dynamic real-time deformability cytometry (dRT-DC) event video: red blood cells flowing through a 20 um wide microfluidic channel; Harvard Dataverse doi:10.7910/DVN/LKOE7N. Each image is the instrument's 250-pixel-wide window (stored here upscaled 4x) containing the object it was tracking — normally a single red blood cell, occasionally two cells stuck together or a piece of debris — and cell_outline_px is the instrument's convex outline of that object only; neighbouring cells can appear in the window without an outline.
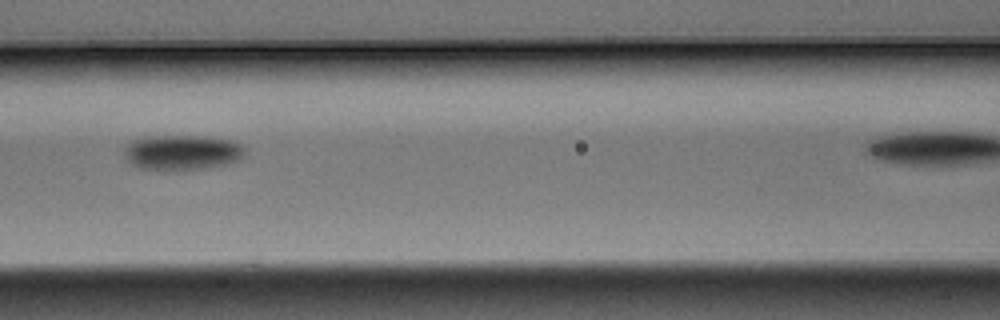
{"species": "Egyptian fruit bat (a non-hibernating species)", "species_latin": "Rousettus aegyptiacus", "temperature_condition": "warm", "stored_images_in_passage": 9, "camera_frame_rate_fps": 3000, "um_per_image_px": 0.085, "animal": {"sex": "male"}, "frame": {"image": 1, "passage_image": 6, "time_ms": 1.667, "image_size_px": [1000, 320], "cell_outline_px": [[244, 152], [236, 160], [224, 164], [204, 168], [180, 172], [164, 172], [140, 168], [132, 164], [124, 156], [124, 152], [128, 144], [132, 140], [148, 136], [196, 136], [228, 140], [240, 144], [244, 148]], "centroid_in_image_um": [15.39, 12.99], "position_along_channel_um": 151.2, "area_um2": 24.8}}
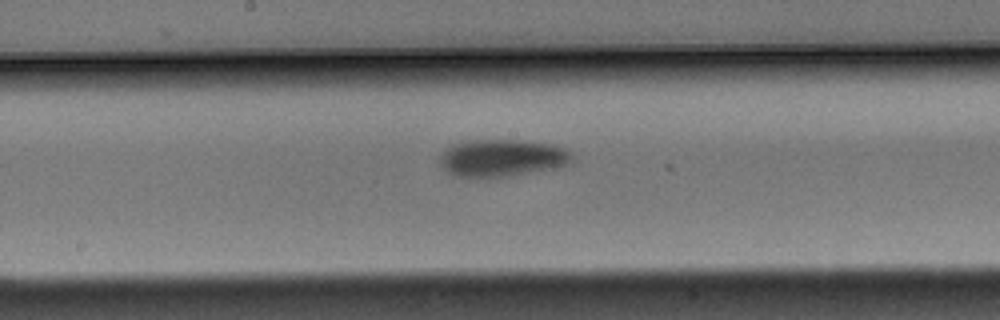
{"frame": {"image": 2, "passage_image": 8, "time_ms": 2.333, "image_size_px": [1000, 320], "cell_outline_px": [[572, 156], [564, 164], [552, 168], [504, 176], [456, 176], [448, 172], [440, 164], [440, 152], [452, 144], [468, 140], [520, 140], [552, 144], [564, 148]], "centroid_in_image_um": [42.58, 13.39], "position_along_channel_um": 205.6, "area_um2": 27.98}}
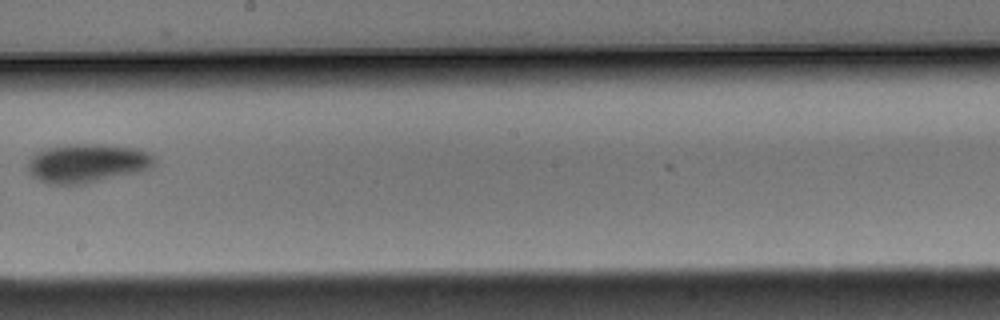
{"frame": {"image": 3, "passage_image": 9, "time_ms": 2.667, "image_size_px": [1000, 320], "cell_outline_px": [[156, 164], [152, 168], [140, 172], [88, 184], [48, 184], [32, 176], [28, 172], [28, 164], [32, 156], [48, 148], [72, 144], [104, 144], [136, 148], [148, 152], [156, 160]], "centroid_in_image_um": [7.47, 13.89], "position_along_channel_um": 240.7, "area_um2": 28.84}}